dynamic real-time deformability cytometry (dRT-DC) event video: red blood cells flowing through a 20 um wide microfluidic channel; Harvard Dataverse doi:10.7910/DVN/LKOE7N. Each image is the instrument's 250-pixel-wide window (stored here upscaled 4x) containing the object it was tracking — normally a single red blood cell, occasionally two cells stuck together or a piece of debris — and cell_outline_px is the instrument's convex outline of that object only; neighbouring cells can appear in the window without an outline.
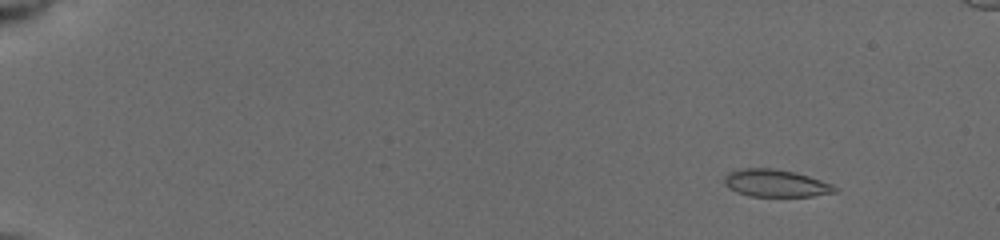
{"species": "common noctule bat (a hibernating species)", "species_latin": "Nyctalus noctula", "temperature_condition": "cold", "stored_images_in_passage": 5, "camera_frame_rate_fps": 3000, "um_per_image_px": 0.085, "animal": {"sex": "female", "body_mass_g": 19.5, "forearm_length_mm": 54.1}, "frame": {"image": 1, "passage_image": 2, "time_ms": 1.0, "image_size_px": [1000, 240], "cell_outline_px": [[840, 192], [812, 196], [748, 196], [736, 192], [728, 188], [724, 184], [724, 176], [728, 172], [744, 168], [772, 168], [792, 172], [808, 176], [832, 184], [840, 188]], "centroid_in_image_um": [65.94, 15.58], "position_along_channel_um": 19.1, "area_um2": 17.74}}